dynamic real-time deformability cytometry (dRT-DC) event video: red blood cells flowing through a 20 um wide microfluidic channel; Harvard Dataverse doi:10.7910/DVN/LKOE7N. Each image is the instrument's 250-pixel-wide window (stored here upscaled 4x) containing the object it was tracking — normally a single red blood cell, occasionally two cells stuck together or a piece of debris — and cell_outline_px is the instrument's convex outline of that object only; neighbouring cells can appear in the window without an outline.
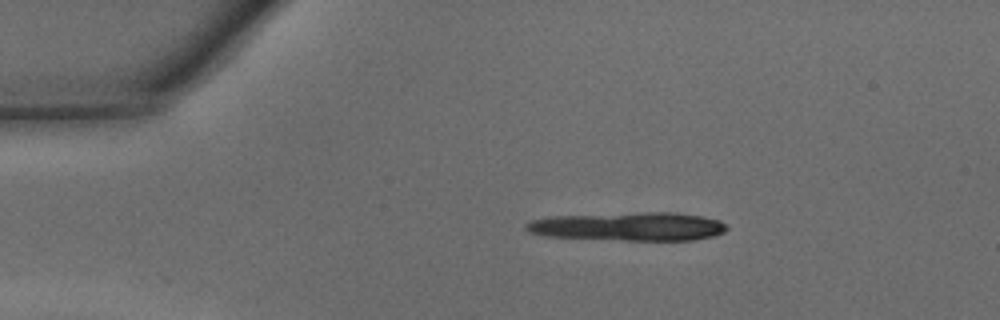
{"species": "common noctule bat (a hibernating species)", "species_latin": "Nyctalus noctula", "temperature_condition": "warm", "stored_images_in_passage": 15, "camera_frame_rate_fps": 3000, "um_per_image_px": 0.085, "animal": {"sex": "male", "body_mass_g": 15.6}, "frame": {"image": 1, "passage_image": 1, "time_ms": 0.0, "image_size_px": [1000, 320], "cell_outline_px": [[728, 228], [724, 232], [712, 236], [692, 240], [624, 240], [548, 236], [532, 232], [524, 228], [524, 224], [532, 220], [548, 216], [644, 212], [676, 212], [704, 216], [720, 220], [728, 224]], "centroid_in_image_um": [53.49, 19.23], "position_along_channel_um": 31.5, "area_um2": 33.47}}